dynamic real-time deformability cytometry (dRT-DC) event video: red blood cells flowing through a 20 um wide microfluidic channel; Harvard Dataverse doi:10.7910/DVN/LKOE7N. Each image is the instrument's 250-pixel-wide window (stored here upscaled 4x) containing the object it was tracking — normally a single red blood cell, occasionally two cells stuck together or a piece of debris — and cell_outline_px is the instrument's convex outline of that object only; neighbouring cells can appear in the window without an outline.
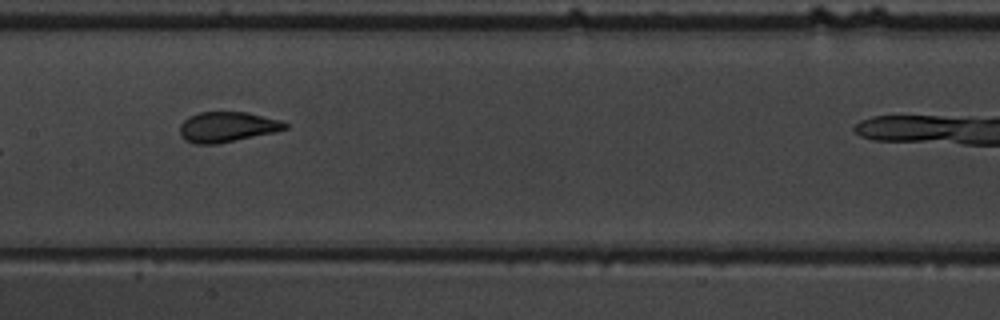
{"species": "common noctule bat (a hibernating species)", "species_latin": "Nyctalus noctula", "temperature_condition": "warm", "stored_images_in_passage": 9, "camera_frame_rate_fps": 3000, "um_per_image_px": 0.085, "animal": {"sex": "male", "body_mass_g": 19.5, "forearm_length_mm": 54.6}, "frame": {"image": 1, "passage_image": 8, "time_ms": 8.0, "image_size_px": [1000, 320], "cell_outline_px": [[288, 128], [272, 132], [216, 144], [196, 144], [184, 140], [180, 136], [180, 124], [188, 116], [200, 112], [248, 112], [280, 120], [288, 124]], "centroid_in_image_um": [19.26, 10.78], "position_along_channel_um": 188.1, "area_um2": 18.44}}